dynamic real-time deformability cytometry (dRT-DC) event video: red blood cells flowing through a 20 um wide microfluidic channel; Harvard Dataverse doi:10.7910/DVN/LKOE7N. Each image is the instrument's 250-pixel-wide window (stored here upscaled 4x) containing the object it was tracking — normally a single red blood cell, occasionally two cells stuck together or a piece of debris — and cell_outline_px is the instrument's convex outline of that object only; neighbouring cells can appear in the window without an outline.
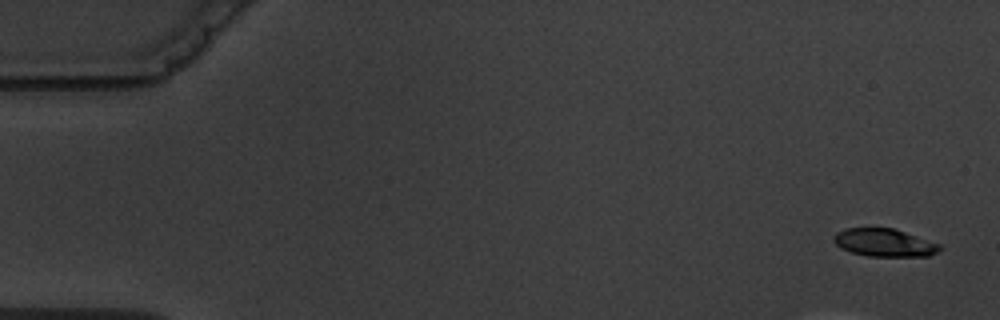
{"species": "common noctule bat (a hibernating species)", "species_latin": "Nyctalus noctula", "temperature_condition": "warm", "stored_images_in_passage": 6, "segment_of_instrument_passage": [1, 2], "camera_frame_rate_fps": 3000, "um_per_image_px": 0.085, "animal": {"sex": "male", "body_mass_g": 19.5, "forearm_length_mm": 54.6}, "frame": {"image": 1, "passage_image": 1, "time_ms": 0.0, "image_size_px": [1000, 320], "cell_outline_px": [[944, 248], [940, 252], [928, 256], [868, 256], [852, 252], [840, 248], [832, 240], [832, 236], [836, 232], [844, 228], [892, 228], [940, 244]], "centroid_in_image_um": [75.16, 20.63], "position_along_channel_um": 9.8, "area_um2": 17.28}}